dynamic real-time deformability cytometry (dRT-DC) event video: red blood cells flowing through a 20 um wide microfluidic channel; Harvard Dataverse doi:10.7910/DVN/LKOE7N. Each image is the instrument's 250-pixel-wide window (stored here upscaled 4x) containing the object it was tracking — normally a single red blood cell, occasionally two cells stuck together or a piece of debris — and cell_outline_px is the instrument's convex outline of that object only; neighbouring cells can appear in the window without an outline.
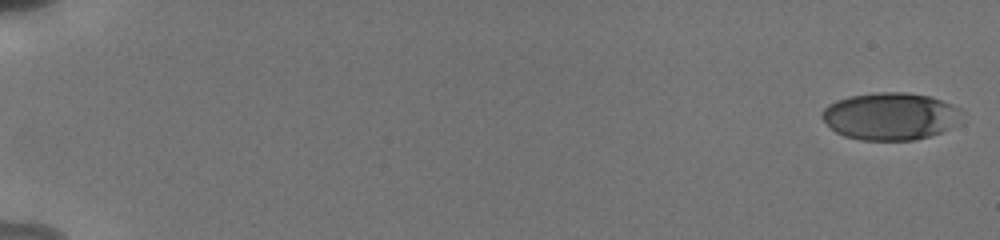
{"species": "human", "species_latin": "Homo sapiens", "temperature_condition": "cold", "stored_images_in_passage": 14, "camera_frame_rate_fps": 3000, "um_per_image_px": 0.085, "donor": {"sex": "male"}, "frame": {"image": 1, "passage_image": 1, "time_ms": 0.0, "image_size_px": [1000, 240], "cell_outline_px": [[960, 112], [948, 128], [940, 132], [916, 140], [860, 140], [844, 136], [836, 132], [820, 116], [820, 112], [828, 104], [836, 100], [848, 96], [876, 92], [908, 92], [928, 96], [952, 104], [960, 108]], "centroid_in_image_um": [75.58, 9.87], "position_along_channel_um": 9.4, "area_um2": 38.21}}
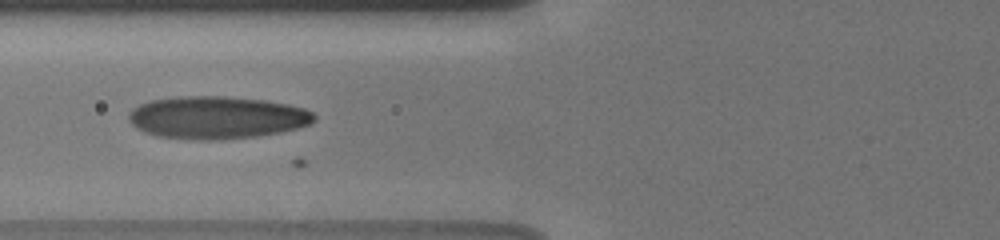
{"frame": {"image": 2, "passage_image": 10, "time_ms": 7.667, "image_size_px": [1000, 240], "cell_outline_px": [[316, 120], [312, 124], [280, 132], [256, 136], [208, 140], [200, 140], [160, 136], [144, 132], [136, 128], [128, 120], [128, 112], [132, 108], [140, 104], [152, 100], [180, 96], [224, 96], [264, 100], [288, 104], [304, 108], [312, 112], [316, 116]], "centroid_in_image_um": [18.43, 9.98], "position_along_channel_um": 107.4, "area_um2": 45.95}}
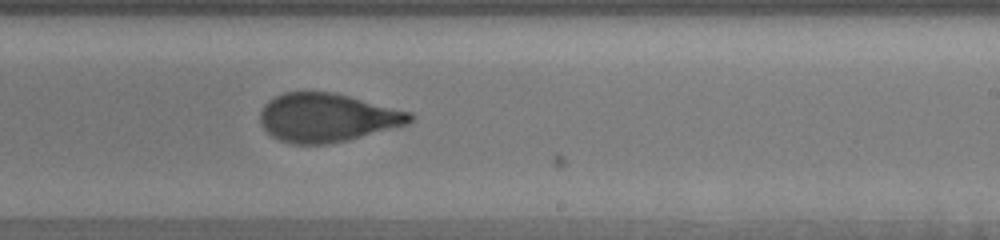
{"frame": {"image": 3, "passage_image": 14, "time_ms": 11.667, "image_size_px": [1000, 240], "cell_outline_px": [[416, 116], [408, 124], [348, 140], [328, 144], [292, 144], [280, 140], [272, 136], [260, 124], [260, 112], [264, 104], [268, 100], [284, 92], [332, 92], [412, 112]], "centroid_in_image_um": [27.8, 10.0], "position_along_channel_um": 261.2, "area_um2": 42.37}}